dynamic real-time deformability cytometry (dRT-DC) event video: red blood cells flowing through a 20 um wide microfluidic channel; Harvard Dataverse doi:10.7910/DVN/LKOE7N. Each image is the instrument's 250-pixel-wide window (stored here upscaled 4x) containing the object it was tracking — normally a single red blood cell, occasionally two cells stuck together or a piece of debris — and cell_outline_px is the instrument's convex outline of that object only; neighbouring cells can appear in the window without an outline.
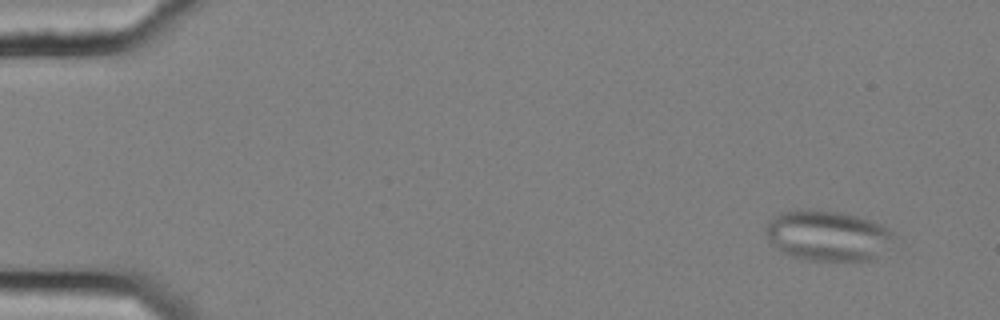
{"species": "common noctule bat (a hibernating species)", "species_latin": "Nyctalus noctula", "temperature_condition": "cold", "stored_images_in_passage": 57, "camera_frame_rate_fps": 3000, "um_per_image_px": 0.085, "animal": {"sex": "female", "body_mass_g": 25.1}, "frame": {"image": 1, "passage_image": 5, "time_ms": 1.333, "image_size_px": [1000, 320], "cell_outline_px": [[896, 232], [888, 248], [872, 260], [808, 260], [792, 256], [780, 252], [768, 236], [768, 220], [780, 212], [808, 208], [836, 212], [856, 216], [880, 224]], "centroid_in_image_um": [70.37, 20.02], "position_along_channel_um": 14.6, "area_um2": 37.34}}
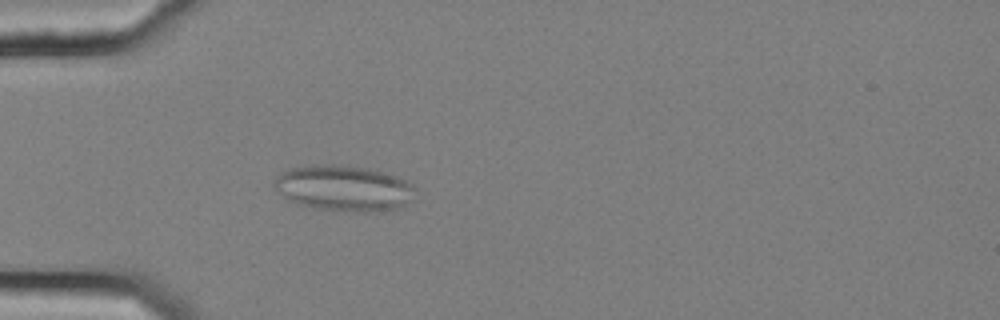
{"frame": {"image": 2, "passage_image": 18, "time_ms": 5.667, "image_size_px": [1000, 320], "cell_outline_px": [[416, 200], [396, 208], [380, 212], [356, 212], [312, 208], [296, 204], [288, 200], [272, 184], [272, 180], [280, 172], [288, 168], [312, 164], [348, 164], [368, 168], [384, 172], [396, 176], [412, 184], [416, 188]], "centroid_in_image_um": [29.23, 15.99], "position_along_channel_um": 55.8, "area_um2": 38.61}}
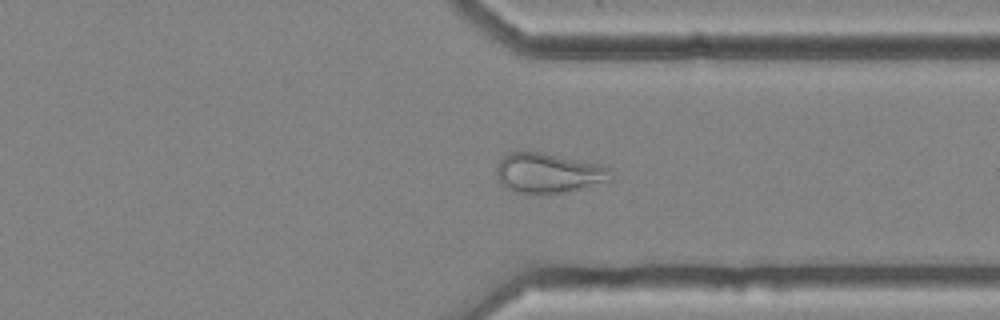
{"frame": {"image": 3, "passage_image": 44, "time_ms": 14.333, "image_size_px": [1000, 320], "cell_outline_px": [[612, 180], [564, 192], [544, 196], [516, 192], [500, 184], [496, 176], [496, 164], [508, 152], [544, 152], [600, 164], [612, 168]], "centroid_in_image_um": [46.6, 14.72], "position_along_channel_um": 364.8, "area_um2": 27.17}, "authors_computed_cell_mechanics": {"area_um2": 29.9404, "velocity_mm_per_s": 3.6536, "shape_relaxation_time_tau1_ms": null, "shape_relaxation_time_tau2_ms": 1.9633, "deformation_change_tau1": null, "deformation_change_tau2": 0.0874}}